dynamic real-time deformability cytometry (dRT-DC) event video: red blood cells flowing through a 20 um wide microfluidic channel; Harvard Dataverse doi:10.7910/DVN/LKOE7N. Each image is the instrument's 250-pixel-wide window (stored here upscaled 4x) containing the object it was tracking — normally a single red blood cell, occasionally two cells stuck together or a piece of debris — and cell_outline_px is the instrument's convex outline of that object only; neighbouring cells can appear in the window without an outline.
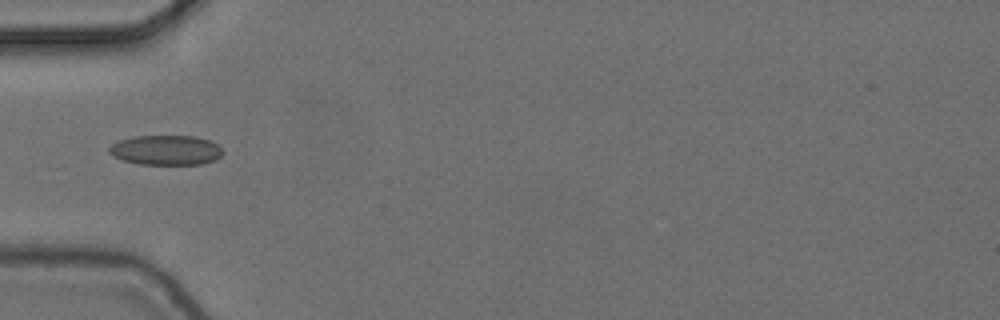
{"species": "common noctule bat (a hibernating species)", "species_latin": "Nyctalus noctula", "temperature_condition": "cold", "stored_images_in_passage": 6, "camera_frame_rate_fps": 3000, "um_per_image_px": 0.085, "animal": {"sex": "female", "body_mass_g": 24.6, "forearm_length_mm": 56.2}, "frame": {"image": 1, "passage_image": 5, "time_ms": 1.333, "image_size_px": [1000, 320], "cell_outline_px": [[224, 152], [216, 160], [204, 164], [140, 164], [124, 160], [112, 156], [108, 152], [108, 148], [112, 144], [120, 140], [136, 136], [196, 136], [208, 140], [216, 144]], "centroid_in_image_um": [14.11, 12.76], "position_along_channel_um": 70.9, "area_um2": 19.71}}
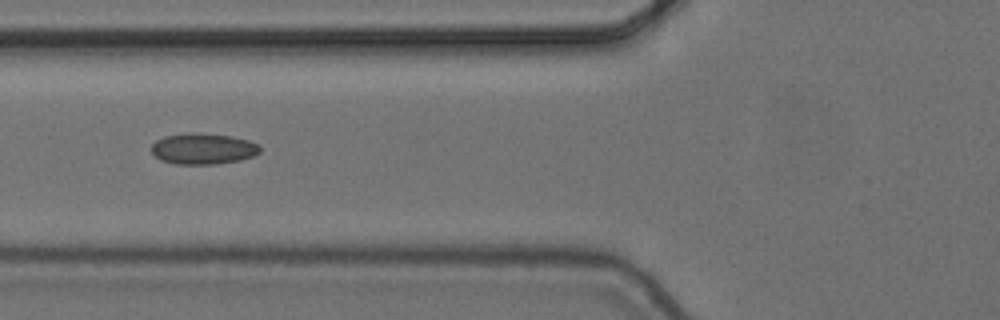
{"frame": {"image": 2, "passage_image": 6, "time_ms": 1.667, "image_size_px": [1000, 320], "cell_outline_px": [[260, 152], [252, 156], [240, 160], [216, 164], [176, 164], [160, 160], [152, 152], [152, 144], [156, 140], [164, 136], [192, 132], [196, 132], [232, 136], [248, 140], [260, 144]], "centroid_in_image_um": [17.27, 12.63], "position_along_channel_um": 108.5, "area_um2": 19.71}}